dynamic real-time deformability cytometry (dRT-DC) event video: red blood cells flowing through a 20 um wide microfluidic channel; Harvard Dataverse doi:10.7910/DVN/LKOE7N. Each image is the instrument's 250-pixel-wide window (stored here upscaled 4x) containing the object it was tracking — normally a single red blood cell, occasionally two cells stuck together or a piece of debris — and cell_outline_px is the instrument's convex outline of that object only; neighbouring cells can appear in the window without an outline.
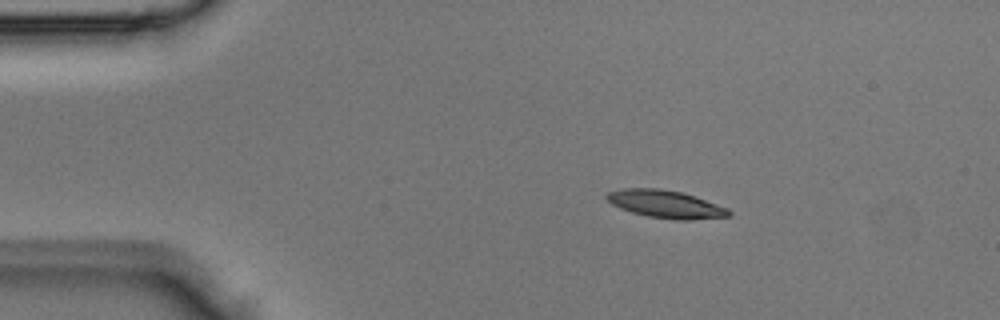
{"species": "Egyptian fruit bat (a non-hibernating species)", "species_latin": "Rousettus aegyptiacus", "temperature_condition": "room temperature", "stored_images_in_passage": 2, "camera_frame_rate_fps": 3000, "um_per_image_px": 0.085, "animal": {"sex": "male"}, "frame": {"image": 1, "passage_image": 1, "time_ms": 0.0, "image_size_px": [1000, 320], "cell_outline_px": [[732, 216], [688, 220], [676, 220], [648, 216], [632, 212], [620, 208], [612, 204], [604, 196], [608, 192], [624, 188], [660, 188], [680, 192], [728, 208], [732, 212]], "centroid_in_image_um": [56.57, 17.35], "position_along_channel_um": 28.4, "area_um2": 19.54}}